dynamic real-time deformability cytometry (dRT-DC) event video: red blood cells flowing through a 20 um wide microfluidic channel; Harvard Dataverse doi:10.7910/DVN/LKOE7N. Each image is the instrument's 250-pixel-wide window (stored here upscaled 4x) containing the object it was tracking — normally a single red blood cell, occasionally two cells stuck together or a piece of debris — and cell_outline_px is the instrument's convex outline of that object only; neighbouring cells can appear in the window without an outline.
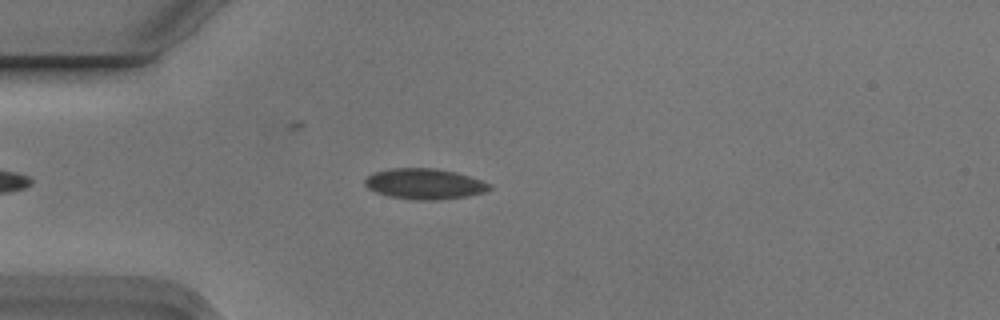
{"species": "Egyptian fruit bat (a non-hibernating species)", "species_latin": "Rousettus aegyptiacus", "temperature_condition": "cold", "stored_images_in_passage": 4, "camera_frame_rate_fps": 3000, "um_per_image_px": 0.085, "animal": {"sex": "male"}, "frame": {"image": 1, "passage_image": 4, "time_ms": 1.0, "image_size_px": [1000, 320], "cell_outline_px": [[492, 188], [484, 192], [468, 196], [440, 200], [412, 200], [388, 196], [376, 192], [368, 188], [364, 184], [364, 180], [372, 172], [388, 168], [436, 168], [456, 172], [492, 184]], "centroid_in_image_um": [36.06, 15.63], "position_along_channel_um": 48.9, "area_um2": 22.48}}